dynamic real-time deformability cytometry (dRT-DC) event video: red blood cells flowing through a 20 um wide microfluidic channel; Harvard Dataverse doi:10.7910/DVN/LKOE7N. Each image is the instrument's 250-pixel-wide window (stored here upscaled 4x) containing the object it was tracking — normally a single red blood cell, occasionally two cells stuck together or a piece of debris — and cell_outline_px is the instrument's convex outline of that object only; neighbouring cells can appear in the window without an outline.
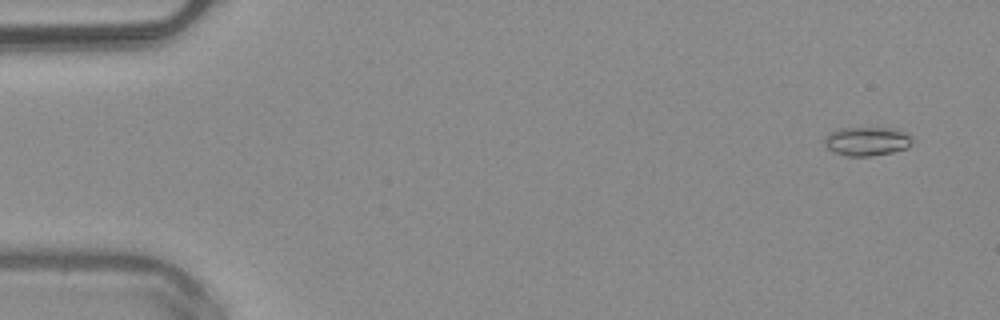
{"species": "common noctule bat (a hibernating species)", "species_latin": "Nyctalus noctula", "temperature_condition": "warm", "stored_images_in_passage": 49, "camera_frame_rate_fps": 3000, "um_per_image_px": 0.085, "animal": {"sex": "male", "body_mass_g": 20.4}, "frame": {"image": 1, "passage_image": 2, "time_ms": 0.333, "image_size_px": [1000, 320], "cell_outline_px": [[912, 144], [908, 148], [892, 152], [868, 156], [848, 156], [836, 152], [828, 148], [824, 144], [824, 140], [828, 132], [836, 128], [892, 128], [908, 132], [912, 136]], "centroid_in_image_um": [73.71, 11.99], "position_along_channel_um": 11.3, "area_um2": 14.91}}
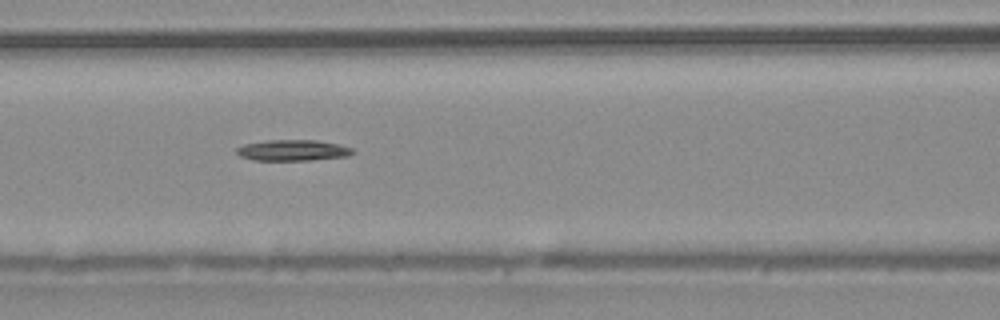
{"frame": {"image": 2, "passage_image": 21, "time_ms": 6.667, "image_size_px": [1000, 320], "cell_outline_px": [[356, 152], [348, 156], [312, 160], [252, 160], [240, 156], [236, 152], [236, 148], [244, 144], [268, 140], [316, 140], [340, 144], [352, 148]], "centroid_in_image_um": [24.91, 12.77], "position_along_channel_um": 141.7, "area_um2": 14.28}}
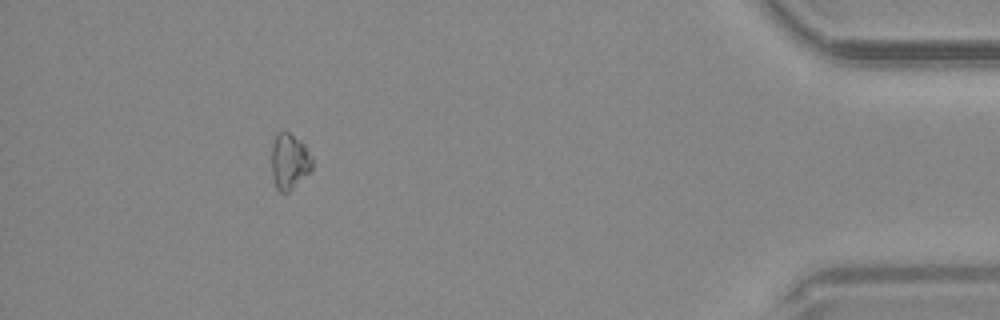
{"frame": {"image": 3, "passage_image": 45, "time_ms": 14.667, "image_size_px": [1000, 320], "cell_outline_px": [[312, 168], [288, 192], [280, 192], [276, 188], [272, 176], [272, 144], [276, 132], [280, 128], [284, 128], [300, 140], [304, 144], [312, 156]], "centroid_in_image_um": [24.57, 13.64], "position_along_channel_um": 410.6, "area_um2": 13.35}, "authors_computed_cell_mechanics": {"area_um2": 13.9298, "velocity_mm_per_s": 4.0864, "shape_relaxation_time_tau1_ms": 2.4011, "shape_relaxation_time_tau2_ms": null, "deformation_change_tau1": 0.1474, "deformation_change_tau2": null}}